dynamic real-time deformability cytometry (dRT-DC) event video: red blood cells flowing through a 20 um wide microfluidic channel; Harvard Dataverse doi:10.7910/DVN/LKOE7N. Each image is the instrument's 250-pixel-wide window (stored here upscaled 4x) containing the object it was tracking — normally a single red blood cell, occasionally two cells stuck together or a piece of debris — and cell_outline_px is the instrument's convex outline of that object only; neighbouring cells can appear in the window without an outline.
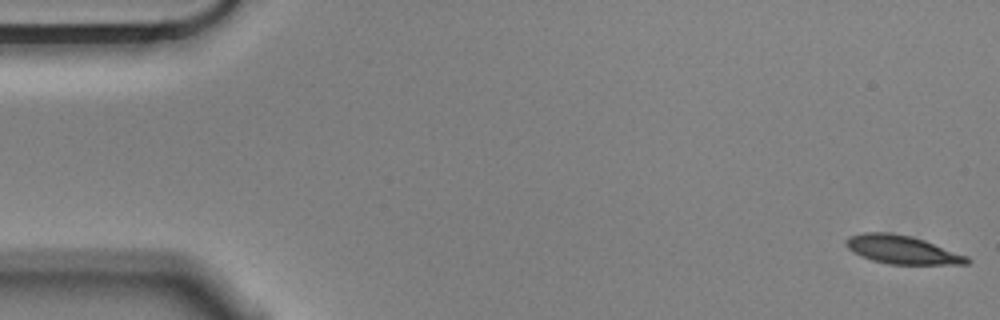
{"species": "Egyptian fruit bat (a non-hibernating species)", "species_latin": "Rousettus aegyptiacus", "temperature_condition": "cold", "stored_images_in_passage": 57, "segment_of_instrument_passage": [1, 2], "camera_frame_rate_fps": 3000, "um_per_image_px": 0.085, "animal": {"sex": "male"}, "frame": {"image": 1, "passage_image": 1, "time_ms": 0.0, "image_size_px": [1000, 320], "cell_outline_px": [[972, 260], [968, 264], [888, 264], [872, 260], [860, 256], [852, 252], [844, 244], [844, 240], [848, 236], [864, 232], [888, 232], [912, 236], [924, 240], [968, 256]], "centroid_in_image_um": [76.64, 21.22], "position_along_channel_um": 8.4, "area_um2": 20.17}}
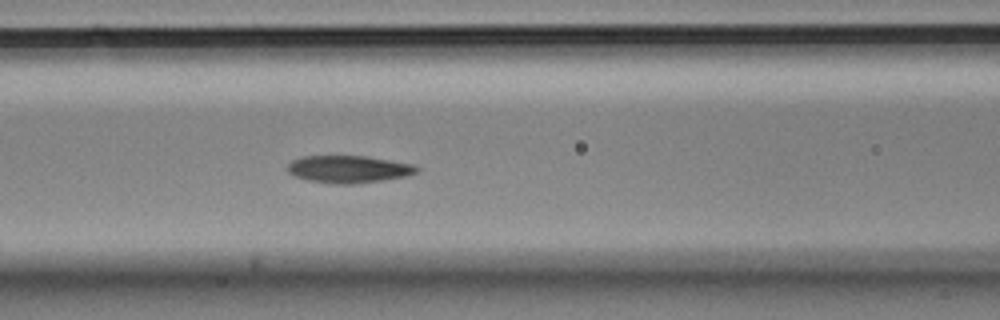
{"frame": {"image": 2, "passage_image": 23, "time_ms": 7.333, "image_size_px": [1000, 320], "cell_outline_px": [[420, 172], [408, 176], [352, 184], [336, 184], [308, 180], [296, 176], [288, 172], [288, 164], [292, 160], [304, 156], [368, 156], [416, 164], [420, 168]], "centroid_in_image_um": [29.71, 14.37], "position_along_channel_um": 136.9, "area_um2": 20.69}}
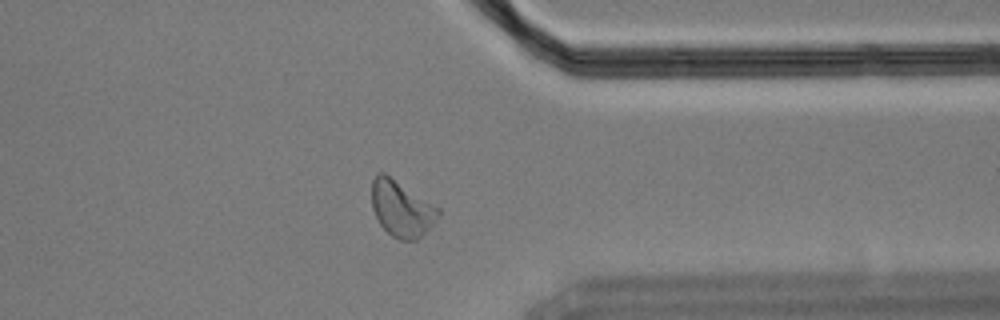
{"frame": {"image": 3, "passage_image": 44, "time_ms": 14.333, "image_size_px": [1000, 320], "cell_outline_px": [[440, 212], [436, 220], [416, 240], [400, 240], [392, 236], [380, 224], [372, 208], [372, 180], [380, 172], [384, 172], [440, 208]], "centroid_in_image_um": [34.12, 17.73], "position_along_channel_um": 377.3, "area_um2": 21.39}}